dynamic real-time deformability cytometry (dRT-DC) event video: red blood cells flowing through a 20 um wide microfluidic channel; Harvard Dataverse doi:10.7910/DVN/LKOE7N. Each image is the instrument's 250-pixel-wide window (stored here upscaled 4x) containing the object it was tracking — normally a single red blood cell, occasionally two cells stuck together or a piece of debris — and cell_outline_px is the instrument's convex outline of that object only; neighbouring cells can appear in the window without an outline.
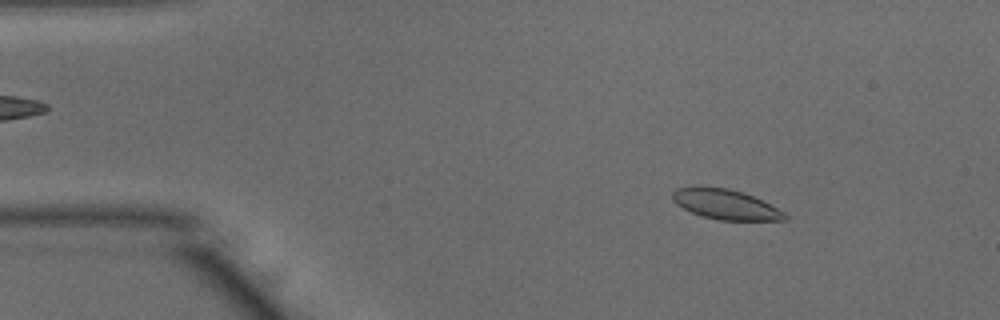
{"species": "common noctule bat (a hibernating species)", "species_latin": "Nyctalus noctula", "temperature_condition": "warm", "stored_images_in_passage": 43, "camera_frame_rate_fps": 3000, "um_per_image_px": 0.085, "animal": {"sex": "male", "body_mass_g": 15.6}, "frame": {"image": 1, "passage_image": 7, "time_ms": 2.0, "image_size_px": [1000, 320], "cell_outline_px": [[788, 220], [720, 220], [704, 216], [692, 212], [676, 204], [672, 200], [672, 192], [676, 188], [692, 184], [696, 184], [728, 188], [744, 192], [784, 212], [788, 216]], "centroid_in_image_um": [61.59, 17.33], "position_along_channel_um": 23.4, "area_um2": 19.88}}
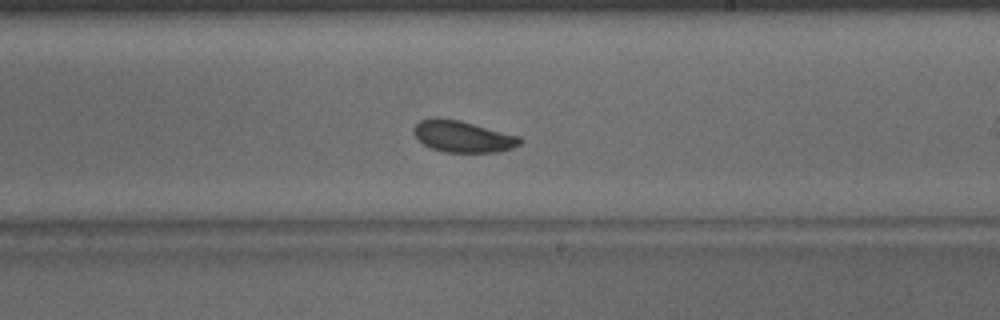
{"frame": {"image": 2, "passage_image": 30, "time_ms": 9.667, "image_size_px": [1000, 320], "cell_outline_px": [[524, 140], [520, 144], [512, 148], [496, 152], [444, 152], [432, 148], [424, 144], [412, 132], [412, 128], [420, 120], [436, 116], [460, 120], [520, 136]], "centroid_in_image_um": [39.33, 11.58], "position_along_channel_um": 249.7, "area_um2": 19.65}}
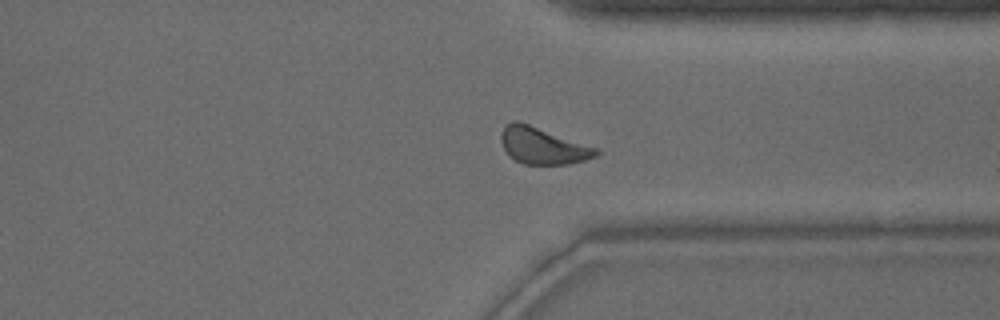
{"frame": {"image": 3, "passage_image": 39, "time_ms": 12.667, "image_size_px": [1000, 320], "cell_outline_px": [[600, 152], [596, 156], [584, 160], [568, 164], [524, 164], [516, 160], [504, 148], [500, 140], [500, 136], [504, 124], [512, 120], [520, 120], [600, 148]], "centroid_in_image_um": [46.16, 12.34], "position_along_channel_um": 365.2, "area_um2": 20.69}, "authors_computed_cell_mechanics": {"area_um2": 19.8832, "velocity_mm_per_s": 3.8692, "shape_relaxation_time_tau1_ms": 2.3878, "shape_relaxation_time_tau2_ms": 6.8399, "deformation_change_tau1": 0.08, "deformation_change_tau2": 0.0985}}